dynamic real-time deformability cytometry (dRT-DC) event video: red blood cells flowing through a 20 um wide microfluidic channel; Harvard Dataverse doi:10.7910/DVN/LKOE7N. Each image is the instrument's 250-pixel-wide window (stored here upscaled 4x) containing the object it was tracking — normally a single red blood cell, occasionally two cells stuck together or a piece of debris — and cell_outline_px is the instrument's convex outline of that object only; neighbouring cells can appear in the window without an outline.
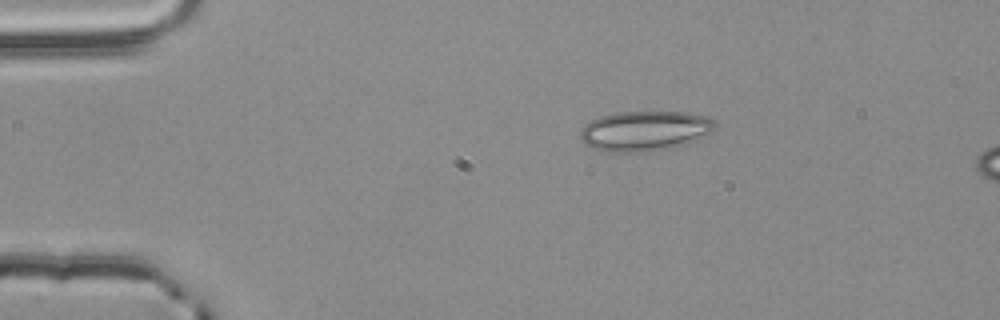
{"species": "common noctule bat (a hibernating species)", "species_latin": "Nyctalus noctula", "temperature_condition": "room temperature", "stored_images_in_passage": 3, "segment_of_instrument_passage": [1, 2], "camera_frame_rate_fps": 3000, "um_per_image_px": 0.085, "animal": {"sex": "male", "body_mass_g": 20.4}, "frame": {"image": 1, "passage_image": 1, "time_ms": 0.0, "image_size_px": [1000, 320], "cell_outline_px": [[716, 128], [712, 132], [684, 144], [668, 148], [644, 152], [616, 152], [596, 148], [584, 144], [580, 136], [580, 128], [584, 124], [600, 116], [620, 112], [688, 112], [708, 116], [716, 124]], "centroid_in_image_um": [54.81, 11.11], "position_along_channel_um": 30.2, "area_um2": 31.27}}